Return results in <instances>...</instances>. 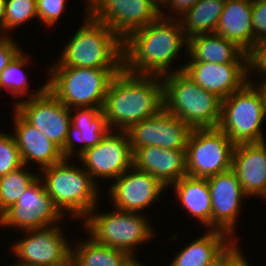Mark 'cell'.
I'll return each instance as SVG.
<instances>
[{
    "label": "cell",
    "instance_id": "obj_26",
    "mask_svg": "<svg viewBox=\"0 0 266 266\" xmlns=\"http://www.w3.org/2000/svg\"><path fill=\"white\" fill-rule=\"evenodd\" d=\"M171 186L182 209L201 222L204 228L212 230V202L207 178L186 175Z\"/></svg>",
    "mask_w": 266,
    "mask_h": 266
},
{
    "label": "cell",
    "instance_id": "obj_3",
    "mask_svg": "<svg viewBox=\"0 0 266 266\" xmlns=\"http://www.w3.org/2000/svg\"><path fill=\"white\" fill-rule=\"evenodd\" d=\"M85 8L84 23L51 67L122 69V39L107 25L94 20L87 13V5Z\"/></svg>",
    "mask_w": 266,
    "mask_h": 266
},
{
    "label": "cell",
    "instance_id": "obj_16",
    "mask_svg": "<svg viewBox=\"0 0 266 266\" xmlns=\"http://www.w3.org/2000/svg\"><path fill=\"white\" fill-rule=\"evenodd\" d=\"M166 188L150 173L132 167L112 182L108 188V199L116 210L141 213L156 200L159 201Z\"/></svg>",
    "mask_w": 266,
    "mask_h": 266
},
{
    "label": "cell",
    "instance_id": "obj_27",
    "mask_svg": "<svg viewBox=\"0 0 266 266\" xmlns=\"http://www.w3.org/2000/svg\"><path fill=\"white\" fill-rule=\"evenodd\" d=\"M226 0H199L180 18L186 39L215 33Z\"/></svg>",
    "mask_w": 266,
    "mask_h": 266
},
{
    "label": "cell",
    "instance_id": "obj_28",
    "mask_svg": "<svg viewBox=\"0 0 266 266\" xmlns=\"http://www.w3.org/2000/svg\"><path fill=\"white\" fill-rule=\"evenodd\" d=\"M71 246V257L78 266H125L132 258L127 252L97 243L89 235Z\"/></svg>",
    "mask_w": 266,
    "mask_h": 266
},
{
    "label": "cell",
    "instance_id": "obj_8",
    "mask_svg": "<svg viewBox=\"0 0 266 266\" xmlns=\"http://www.w3.org/2000/svg\"><path fill=\"white\" fill-rule=\"evenodd\" d=\"M265 115L258 89L247 82L241 89L221 100L217 128L235 144L264 142L261 129Z\"/></svg>",
    "mask_w": 266,
    "mask_h": 266
},
{
    "label": "cell",
    "instance_id": "obj_36",
    "mask_svg": "<svg viewBox=\"0 0 266 266\" xmlns=\"http://www.w3.org/2000/svg\"><path fill=\"white\" fill-rule=\"evenodd\" d=\"M21 51L11 35H0V74Z\"/></svg>",
    "mask_w": 266,
    "mask_h": 266
},
{
    "label": "cell",
    "instance_id": "obj_2",
    "mask_svg": "<svg viewBox=\"0 0 266 266\" xmlns=\"http://www.w3.org/2000/svg\"><path fill=\"white\" fill-rule=\"evenodd\" d=\"M163 108L162 76L139 75L122 68L108 86L102 112L110 130L127 131Z\"/></svg>",
    "mask_w": 266,
    "mask_h": 266
},
{
    "label": "cell",
    "instance_id": "obj_30",
    "mask_svg": "<svg viewBox=\"0 0 266 266\" xmlns=\"http://www.w3.org/2000/svg\"><path fill=\"white\" fill-rule=\"evenodd\" d=\"M26 167L23 165L0 177V216L17 202L24 191L39 177V174L29 172Z\"/></svg>",
    "mask_w": 266,
    "mask_h": 266
},
{
    "label": "cell",
    "instance_id": "obj_45",
    "mask_svg": "<svg viewBox=\"0 0 266 266\" xmlns=\"http://www.w3.org/2000/svg\"><path fill=\"white\" fill-rule=\"evenodd\" d=\"M10 266H21V265H17L16 263H14V264H12V265H10Z\"/></svg>",
    "mask_w": 266,
    "mask_h": 266
},
{
    "label": "cell",
    "instance_id": "obj_18",
    "mask_svg": "<svg viewBox=\"0 0 266 266\" xmlns=\"http://www.w3.org/2000/svg\"><path fill=\"white\" fill-rule=\"evenodd\" d=\"M183 72L221 100L247 82V63L185 62Z\"/></svg>",
    "mask_w": 266,
    "mask_h": 266
},
{
    "label": "cell",
    "instance_id": "obj_42",
    "mask_svg": "<svg viewBox=\"0 0 266 266\" xmlns=\"http://www.w3.org/2000/svg\"><path fill=\"white\" fill-rule=\"evenodd\" d=\"M59 266H78L77 263L70 257L65 263L60 264Z\"/></svg>",
    "mask_w": 266,
    "mask_h": 266
},
{
    "label": "cell",
    "instance_id": "obj_35",
    "mask_svg": "<svg viewBox=\"0 0 266 266\" xmlns=\"http://www.w3.org/2000/svg\"><path fill=\"white\" fill-rule=\"evenodd\" d=\"M253 43L266 40V0H252Z\"/></svg>",
    "mask_w": 266,
    "mask_h": 266
},
{
    "label": "cell",
    "instance_id": "obj_34",
    "mask_svg": "<svg viewBox=\"0 0 266 266\" xmlns=\"http://www.w3.org/2000/svg\"><path fill=\"white\" fill-rule=\"evenodd\" d=\"M38 19L45 25L51 27L65 10L66 0H36Z\"/></svg>",
    "mask_w": 266,
    "mask_h": 266
},
{
    "label": "cell",
    "instance_id": "obj_43",
    "mask_svg": "<svg viewBox=\"0 0 266 266\" xmlns=\"http://www.w3.org/2000/svg\"><path fill=\"white\" fill-rule=\"evenodd\" d=\"M160 7L167 1V0H154Z\"/></svg>",
    "mask_w": 266,
    "mask_h": 266
},
{
    "label": "cell",
    "instance_id": "obj_29",
    "mask_svg": "<svg viewBox=\"0 0 266 266\" xmlns=\"http://www.w3.org/2000/svg\"><path fill=\"white\" fill-rule=\"evenodd\" d=\"M26 55L22 50L0 74V90L2 88L7 89L15 98H20L22 95L26 96V94H29L30 97L28 96V98H33L40 95L47 88V82H45L39 89L32 91L33 93L28 92V77L23 72L25 66L30 63Z\"/></svg>",
    "mask_w": 266,
    "mask_h": 266
},
{
    "label": "cell",
    "instance_id": "obj_41",
    "mask_svg": "<svg viewBox=\"0 0 266 266\" xmlns=\"http://www.w3.org/2000/svg\"><path fill=\"white\" fill-rule=\"evenodd\" d=\"M125 266H143L142 263L135 257H132Z\"/></svg>",
    "mask_w": 266,
    "mask_h": 266
},
{
    "label": "cell",
    "instance_id": "obj_6",
    "mask_svg": "<svg viewBox=\"0 0 266 266\" xmlns=\"http://www.w3.org/2000/svg\"><path fill=\"white\" fill-rule=\"evenodd\" d=\"M121 69L51 67L47 89L66 107L103 108L108 86Z\"/></svg>",
    "mask_w": 266,
    "mask_h": 266
},
{
    "label": "cell",
    "instance_id": "obj_24",
    "mask_svg": "<svg viewBox=\"0 0 266 266\" xmlns=\"http://www.w3.org/2000/svg\"><path fill=\"white\" fill-rule=\"evenodd\" d=\"M215 33L247 52L253 45L252 0H226Z\"/></svg>",
    "mask_w": 266,
    "mask_h": 266
},
{
    "label": "cell",
    "instance_id": "obj_33",
    "mask_svg": "<svg viewBox=\"0 0 266 266\" xmlns=\"http://www.w3.org/2000/svg\"><path fill=\"white\" fill-rule=\"evenodd\" d=\"M246 55L248 82L251 80L249 74L253 71L261 74V79L257 80L266 81V40L254 42L252 47L246 52Z\"/></svg>",
    "mask_w": 266,
    "mask_h": 266
},
{
    "label": "cell",
    "instance_id": "obj_38",
    "mask_svg": "<svg viewBox=\"0 0 266 266\" xmlns=\"http://www.w3.org/2000/svg\"><path fill=\"white\" fill-rule=\"evenodd\" d=\"M199 0H167L160 9L166 8L170 10V12H176V18H180L186 11H188L191 7H193ZM170 8V9H169ZM179 16V17H178Z\"/></svg>",
    "mask_w": 266,
    "mask_h": 266
},
{
    "label": "cell",
    "instance_id": "obj_9",
    "mask_svg": "<svg viewBox=\"0 0 266 266\" xmlns=\"http://www.w3.org/2000/svg\"><path fill=\"white\" fill-rule=\"evenodd\" d=\"M234 146L218 128L191 130L186 146L187 175L208 178L232 169Z\"/></svg>",
    "mask_w": 266,
    "mask_h": 266
},
{
    "label": "cell",
    "instance_id": "obj_11",
    "mask_svg": "<svg viewBox=\"0 0 266 266\" xmlns=\"http://www.w3.org/2000/svg\"><path fill=\"white\" fill-rule=\"evenodd\" d=\"M38 177L16 203L0 216V227L30 230L54 226L65 219Z\"/></svg>",
    "mask_w": 266,
    "mask_h": 266
},
{
    "label": "cell",
    "instance_id": "obj_21",
    "mask_svg": "<svg viewBox=\"0 0 266 266\" xmlns=\"http://www.w3.org/2000/svg\"><path fill=\"white\" fill-rule=\"evenodd\" d=\"M133 167L150 173L168 188L187 175L186 150L143 146L133 151Z\"/></svg>",
    "mask_w": 266,
    "mask_h": 266
},
{
    "label": "cell",
    "instance_id": "obj_7",
    "mask_svg": "<svg viewBox=\"0 0 266 266\" xmlns=\"http://www.w3.org/2000/svg\"><path fill=\"white\" fill-rule=\"evenodd\" d=\"M96 207L83 220L85 231L97 243L135 256L134 248L151 240L154 228L142 213L116 210L97 212ZM96 212V213H95Z\"/></svg>",
    "mask_w": 266,
    "mask_h": 266
},
{
    "label": "cell",
    "instance_id": "obj_1",
    "mask_svg": "<svg viewBox=\"0 0 266 266\" xmlns=\"http://www.w3.org/2000/svg\"><path fill=\"white\" fill-rule=\"evenodd\" d=\"M160 10L161 15L156 20L122 40L125 71L155 76L183 71L184 65L174 70L170 67L180 50L187 49L181 22L174 15H167L164 9Z\"/></svg>",
    "mask_w": 266,
    "mask_h": 266
},
{
    "label": "cell",
    "instance_id": "obj_37",
    "mask_svg": "<svg viewBox=\"0 0 266 266\" xmlns=\"http://www.w3.org/2000/svg\"><path fill=\"white\" fill-rule=\"evenodd\" d=\"M243 252L235 244L223 257L222 266H250L243 257Z\"/></svg>",
    "mask_w": 266,
    "mask_h": 266
},
{
    "label": "cell",
    "instance_id": "obj_19",
    "mask_svg": "<svg viewBox=\"0 0 266 266\" xmlns=\"http://www.w3.org/2000/svg\"><path fill=\"white\" fill-rule=\"evenodd\" d=\"M266 142L234 146L232 170L248 197L266 199Z\"/></svg>",
    "mask_w": 266,
    "mask_h": 266
},
{
    "label": "cell",
    "instance_id": "obj_12",
    "mask_svg": "<svg viewBox=\"0 0 266 266\" xmlns=\"http://www.w3.org/2000/svg\"><path fill=\"white\" fill-rule=\"evenodd\" d=\"M77 158L96 183L99 178L116 180L133 167V151L126 131L109 130L97 145Z\"/></svg>",
    "mask_w": 266,
    "mask_h": 266
},
{
    "label": "cell",
    "instance_id": "obj_4",
    "mask_svg": "<svg viewBox=\"0 0 266 266\" xmlns=\"http://www.w3.org/2000/svg\"><path fill=\"white\" fill-rule=\"evenodd\" d=\"M68 160L64 158L59 163L41 169L39 177L53 204L65 218L67 213L74 220H84L98 204V191L101 190L98 189L99 183L93 180L82 164L79 167Z\"/></svg>",
    "mask_w": 266,
    "mask_h": 266
},
{
    "label": "cell",
    "instance_id": "obj_44",
    "mask_svg": "<svg viewBox=\"0 0 266 266\" xmlns=\"http://www.w3.org/2000/svg\"><path fill=\"white\" fill-rule=\"evenodd\" d=\"M212 266H222V258L216 264H214Z\"/></svg>",
    "mask_w": 266,
    "mask_h": 266
},
{
    "label": "cell",
    "instance_id": "obj_5",
    "mask_svg": "<svg viewBox=\"0 0 266 266\" xmlns=\"http://www.w3.org/2000/svg\"><path fill=\"white\" fill-rule=\"evenodd\" d=\"M164 109L193 129L217 128L221 99L197 85L183 71L162 76Z\"/></svg>",
    "mask_w": 266,
    "mask_h": 266
},
{
    "label": "cell",
    "instance_id": "obj_40",
    "mask_svg": "<svg viewBox=\"0 0 266 266\" xmlns=\"http://www.w3.org/2000/svg\"><path fill=\"white\" fill-rule=\"evenodd\" d=\"M5 7V0H0V29L3 27Z\"/></svg>",
    "mask_w": 266,
    "mask_h": 266
},
{
    "label": "cell",
    "instance_id": "obj_17",
    "mask_svg": "<svg viewBox=\"0 0 266 266\" xmlns=\"http://www.w3.org/2000/svg\"><path fill=\"white\" fill-rule=\"evenodd\" d=\"M207 182L212 202V230L224 231L232 237L242 200L248 196L232 169L208 177Z\"/></svg>",
    "mask_w": 266,
    "mask_h": 266
},
{
    "label": "cell",
    "instance_id": "obj_13",
    "mask_svg": "<svg viewBox=\"0 0 266 266\" xmlns=\"http://www.w3.org/2000/svg\"><path fill=\"white\" fill-rule=\"evenodd\" d=\"M60 225L24 230L25 238L11 247L21 266H59L71 257V246ZM65 234V235H64Z\"/></svg>",
    "mask_w": 266,
    "mask_h": 266
},
{
    "label": "cell",
    "instance_id": "obj_25",
    "mask_svg": "<svg viewBox=\"0 0 266 266\" xmlns=\"http://www.w3.org/2000/svg\"><path fill=\"white\" fill-rule=\"evenodd\" d=\"M188 62L247 63L246 52L216 33L187 39Z\"/></svg>",
    "mask_w": 266,
    "mask_h": 266
},
{
    "label": "cell",
    "instance_id": "obj_15",
    "mask_svg": "<svg viewBox=\"0 0 266 266\" xmlns=\"http://www.w3.org/2000/svg\"><path fill=\"white\" fill-rule=\"evenodd\" d=\"M191 130L184 121L163 108L155 116L132 125L126 132L132 151L143 146L186 150Z\"/></svg>",
    "mask_w": 266,
    "mask_h": 266
},
{
    "label": "cell",
    "instance_id": "obj_20",
    "mask_svg": "<svg viewBox=\"0 0 266 266\" xmlns=\"http://www.w3.org/2000/svg\"><path fill=\"white\" fill-rule=\"evenodd\" d=\"M72 111H75L76 114H73ZM70 115L71 124L68 128L64 147L61 149L63 157L68 159L72 156L77 158L89 147L97 145L102 137L110 130L102 108H70ZM75 142H81L82 145L77 148V146L75 147Z\"/></svg>",
    "mask_w": 266,
    "mask_h": 266
},
{
    "label": "cell",
    "instance_id": "obj_10",
    "mask_svg": "<svg viewBox=\"0 0 266 266\" xmlns=\"http://www.w3.org/2000/svg\"><path fill=\"white\" fill-rule=\"evenodd\" d=\"M87 13L104 23L122 40L161 15L154 0H86Z\"/></svg>",
    "mask_w": 266,
    "mask_h": 266
},
{
    "label": "cell",
    "instance_id": "obj_39",
    "mask_svg": "<svg viewBox=\"0 0 266 266\" xmlns=\"http://www.w3.org/2000/svg\"><path fill=\"white\" fill-rule=\"evenodd\" d=\"M252 83L257 89L260 94L261 100H262V107H263V113L266 118V81H258L256 83L252 82V80L249 81Z\"/></svg>",
    "mask_w": 266,
    "mask_h": 266
},
{
    "label": "cell",
    "instance_id": "obj_23",
    "mask_svg": "<svg viewBox=\"0 0 266 266\" xmlns=\"http://www.w3.org/2000/svg\"><path fill=\"white\" fill-rule=\"evenodd\" d=\"M206 231L181 249L169 266H212L236 244L237 240L224 231Z\"/></svg>",
    "mask_w": 266,
    "mask_h": 266
},
{
    "label": "cell",
    "instance_id": "obj_14",
    "mask_svg": "<svg viewBox=\"0 0 266 266\" xmlns=\"http://www.w3.org/2000/svg\"><path fill=\"white\" fill-rule=\"evenodd\" d=\"M14 109L60 149L64 147L71 124L70 109L47 88L33 98H22Z\"/></svg>",
    "mask_w": 266,
    "mask_h": 266
},
{
    "label": "cell",
    "instance_id": "obj_31",
    "mask_svg": "<svg viewBox=\"0 0 266 266\" xmlns=\"http://www.w3.org/2000/svg\"><path fill=\"white\" fill-rule=\"evenodd\" d=\"M5 6L3 27L0 29L3 34L1 35L8 33L9 36L10 30L35 17L38 18L36 0H5Z\"/></svg>",
    "mask_w": 266,
    "mask_h": 266
},
{
    "label": "cell",
    "instance_id": "obj_32",
    "mask_svg": "<svg viewBox=\"0 0 266 266\" xmlns=\"http://www.w3.org/2000/svg\"><path fill=\"white\" fill-rule=\"evenodd\" d=\"M23 165L13 133L0 131V177L19 169Z\"/></svg>",
    "mask_w": 266,
    "mask_h": 266
},
{
    "label": "cell",
    "instance_id": "obj_22",
    "mask_svg": "<svg viewBox=\"0 0 266 266\" xmlns=\"http://www.w3.org/2000/svg\"><path fill=\"white\" fill-rule=\"evenodd\" d=\"M14 113V140L20 151L24 165L35 162L38 169L61 162L64 157L61 149L50 141L37 128L29 124L15 109Z\"/></svg>",
    "mask_w": 266,
    "mask_h": 266
}]
</instances>
